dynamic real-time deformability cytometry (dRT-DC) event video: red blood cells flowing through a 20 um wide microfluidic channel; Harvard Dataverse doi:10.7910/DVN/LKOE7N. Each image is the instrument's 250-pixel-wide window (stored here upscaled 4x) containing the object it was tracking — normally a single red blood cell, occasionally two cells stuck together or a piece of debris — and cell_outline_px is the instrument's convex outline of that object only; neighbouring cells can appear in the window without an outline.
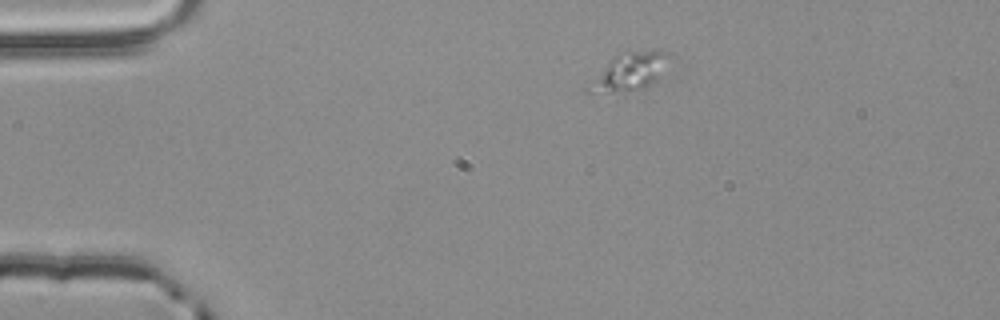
{"species": "common noctule bat (a hibernating species)", "species_latin": "Nyctalus noctula", "temperature_condition": "room temperature", "stored_images_in_passage": 1, "camera_frame_rate_fps": 3000, "um_per_image_px": 0.085, "animal": {"sex": "male", "body_mass_g": 20.4}, "frame": {"image": 1, "passage_image": 1, "time_ms": 0.0, "image_size_px": [1000, 320], "cell_outline_px": [[672, 56], [668, 72], [652, 84], [644, 88], [612, 92], [600, 80], [612, 56], [628, 48], [660, 48], [668, 52]], "centroid_in_image_um": [54.05, 5.84], "position_along_channel_um": 30.9, "area_um2": 16.65}}